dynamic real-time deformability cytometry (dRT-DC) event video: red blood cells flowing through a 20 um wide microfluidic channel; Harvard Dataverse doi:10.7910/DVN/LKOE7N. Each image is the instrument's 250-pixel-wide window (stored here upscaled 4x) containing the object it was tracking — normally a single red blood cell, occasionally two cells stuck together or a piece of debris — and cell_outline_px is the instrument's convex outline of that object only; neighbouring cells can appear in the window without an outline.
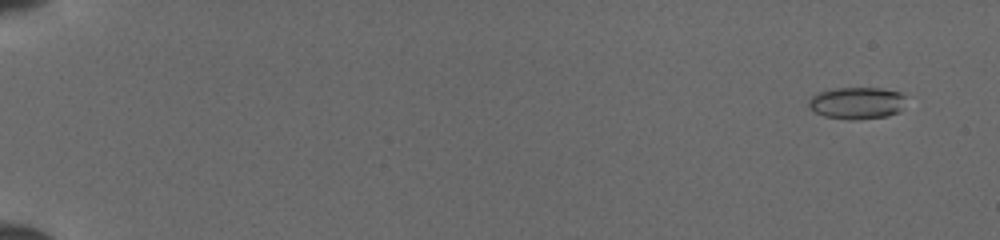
{"species": "common noctule bat (a hibernating species)", "species_latin": "Nyctalus noctula", "temperature_condition": "cold", "stored_images_in_passage": 52, "camera_frame_rate_fps": 3000, "um_per_image_px": 0.085, "animal": {"sex": "female", "body_mass_g": 19.5, "forearm_length_mm": 54.1}, "frame": {"image": 1, "passage_image": 4, "time_ms": 1.0, "image_size_px": [1000, 240], "cell_outline_px": [[904, 96], [900, 112], [888, 116], [852, 120], [848, 120], [824, 116], [816, 112], [808, 104], [808, 100], [812, 96], [820, 92], [836, 88], [880, 88], [900, 92]], "centroid_in_image_um": [72.83, 8.76], "position_along_channel_um": 12.2, "area_um2": 17.98}}
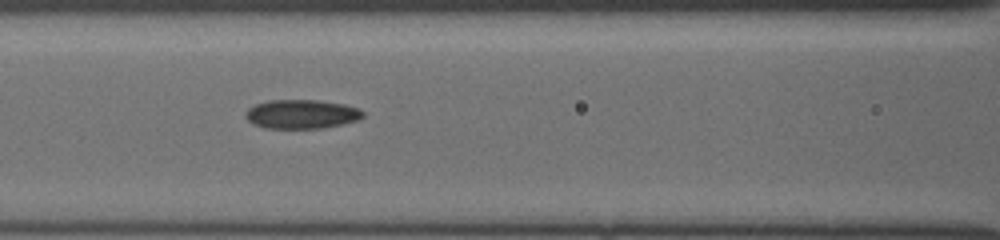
{"frame": {"image": 2, "passage_image": 26, "time_ms": 8.333, "image_size_px": [1000, 240], "cell_outline_px": [[364, 116], [360, 120], [324, 128], [264, 128], [252, 124], [244, 116], [244, 112], [248, 108], [256, 104], [268, 100], [316, 100], [344, 104], [360, 108], [364, 112]], "centroid_in_image_um": [25.63, 9.7], "position_along_channel_um": 141.0, "area_um2": 20.11}}
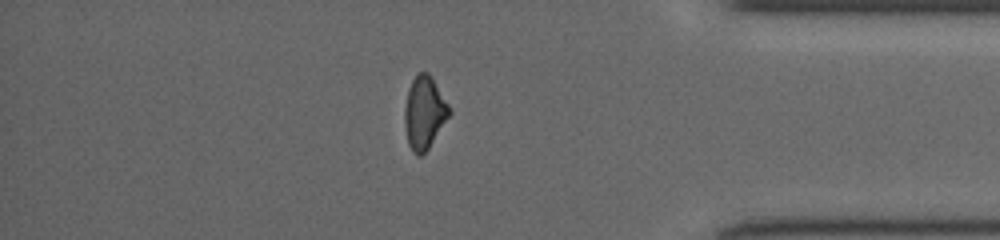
{"frame": {"image": 3, "passage_image": 46, "time_ms": 15.0, "image_size_px": [1000, 240], "cell_outline_px": [[452, 112], [428, 148], [420, 156], [416, 156], [412, 152], [408, 144], [404, 124], [404, 108], [408, 88], [416, 72], [428, 72], [448, 104]], "centroid_in_image_um": [36.04, 9.58], "position_along_channel_um": 399.2, "area_um2": 18.9}}